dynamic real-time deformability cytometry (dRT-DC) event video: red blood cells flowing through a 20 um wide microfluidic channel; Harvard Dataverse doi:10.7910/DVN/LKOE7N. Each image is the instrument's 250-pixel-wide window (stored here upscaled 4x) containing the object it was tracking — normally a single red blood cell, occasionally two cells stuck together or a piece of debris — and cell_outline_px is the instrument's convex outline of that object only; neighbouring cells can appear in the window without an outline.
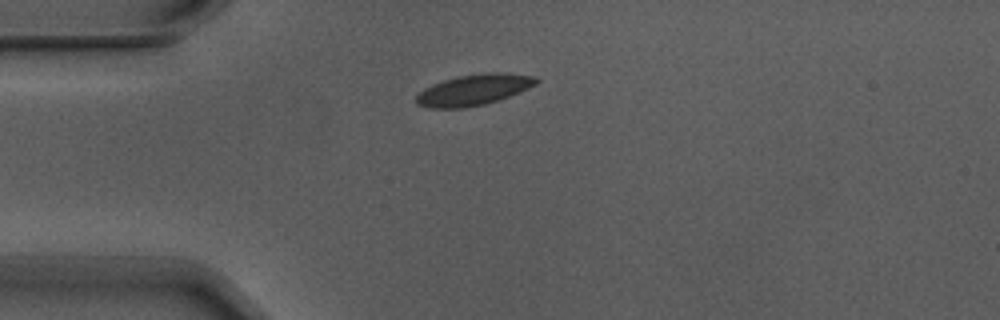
{"species": "Egyptian fruit bat (a non-hibernating species)", "species_latin": "Rousettus aegyptiacus", "temperature_condition": "warm", "stored_images_in_passage": 7, "camera_frame_rate_fps": 3000, "um_per_image_px": 0.085, "animal": {"sex": "male"}, "frame": {"image": 1, "passage_image": 1, "time_ms": 0.0, "image_size_px": [1000, 320], "cell_outline_px": [[540, 80], [536, 84], [520, 92], [484, 104], [464, 108], [428, 108], [416, 104], [416, 96], [424, 88], [432, 84], [456, 76], [484, 72], [500, 72], [536, 76]], "centroid_in_image_um": [40.26, 7.62], "position_along_channel_um": 44.7, "area_um2": 21.68}}
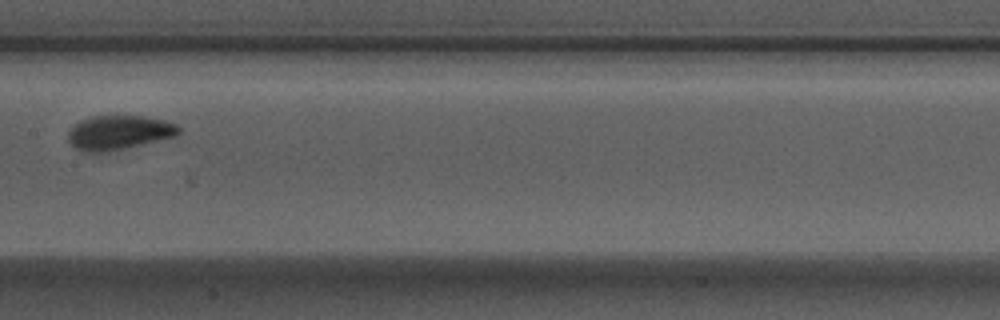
{"frame": {"image": 2, "passage_image": 5, "time_ms": 1.333, "image_size_px": [1000, 320], "cell_outline_px": [[180, 132], [176, 136], [140, 144], [100, 152], [84, 152], [76, 148], [68, 140], [68, 132], [80, 120], [92, 116], [144, 116], [164, 120], [176, 124], [180, 128]], "centroid_in_image_um": [10.1, 11.24], "position_along_channel_um": 197.3, "area_um2": 21.62}}
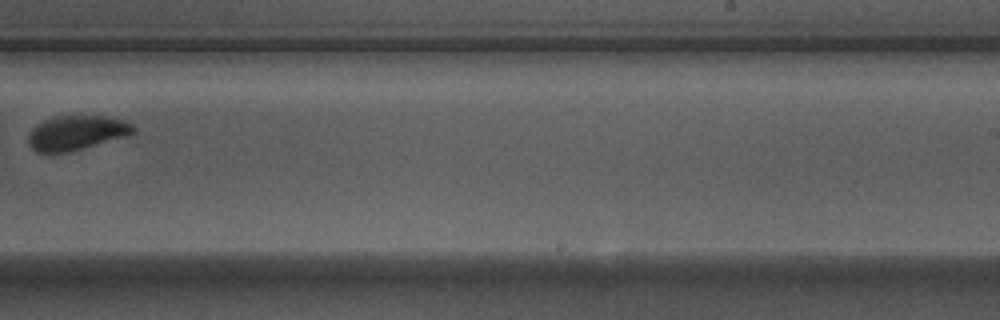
{"frame": {"image": 3, "passage_image": 7, "time_ms": 2.0, "image_size_px": [1000, 320], "cell_outline_px": [[136, 132], [128, 136], [68, 152], [36, 152], [28, 144], [28, 136], [32, 128], [36, 124], [52, 116], [108, 116], [124, 120], [132, 124], [136, 128]], "centroid_in_image_um": [6.52, 11.28], "position_along_channel_um": 282.5, "area_um2": 21.27}}